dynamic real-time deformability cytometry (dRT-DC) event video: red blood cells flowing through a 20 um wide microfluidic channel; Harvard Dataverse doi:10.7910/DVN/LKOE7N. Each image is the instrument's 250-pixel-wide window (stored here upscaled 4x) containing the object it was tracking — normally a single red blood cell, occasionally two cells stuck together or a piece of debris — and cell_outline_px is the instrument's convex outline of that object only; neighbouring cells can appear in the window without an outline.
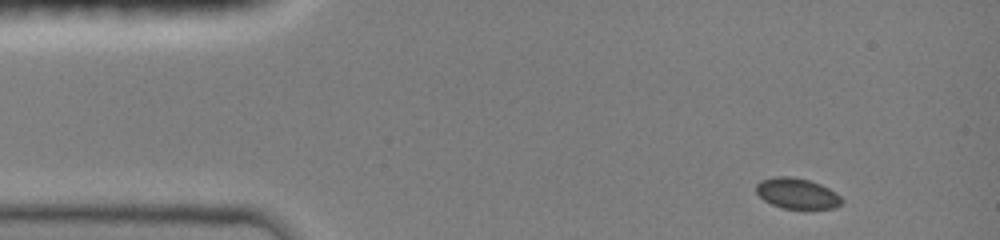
{"species": "common noctule bat (a hibernating species)", "species_latin": "Nyctalus noctula", "temperature_condition": "room temperature", "stored_images_in_passage": 10, "camera_frame_rate_fps": 3000, "um_per_image_px": 0.085, "animal": {"sex": "female", "body_mass_g": 19.0, "forearm_length_mm": 51.5}, "frame": {"image": 1, "passage_image": 1, "time_ms": 0.0, "image_size_px": [1000, 240], "cell_outline_px": [[844, 200], [836, 208], [784, 208], [772, 204], [764, 200], [756, 192], [756, 184], [760, 180], [776, 176], [792, 176], [808, 180], [820, 184], [836, 192]], "centroid_in_image_um": [67.74, 16.43], "position_along_channel_um": 17.3, "area_um2": 15.2}}
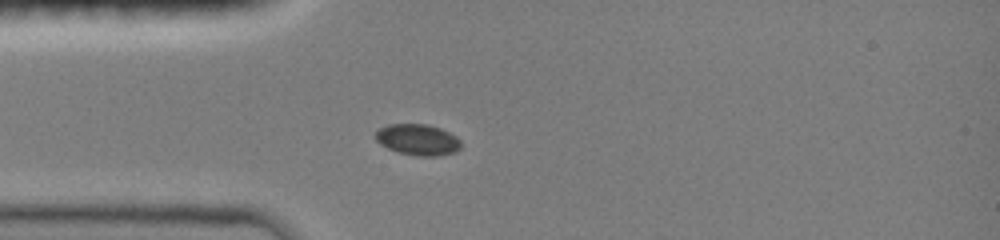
{"frame": {"image": 2, "passage_image": 9, "time_ms": 2.667, "image_size_px": [1000, 240], "cell_outline_px": [[460, 148], [456, 152], [436, 156], [416, 156], [396, 152], [380, 144], [376, 140], [376, 132], [380, 128], [388, 124], [428, 124], [440, 128], [456, 136], [460, 140]], "centroid_in_image_um": [35.51, 11.88], "position_along_channel_um": 49.5, "area_um2": 15.55}}